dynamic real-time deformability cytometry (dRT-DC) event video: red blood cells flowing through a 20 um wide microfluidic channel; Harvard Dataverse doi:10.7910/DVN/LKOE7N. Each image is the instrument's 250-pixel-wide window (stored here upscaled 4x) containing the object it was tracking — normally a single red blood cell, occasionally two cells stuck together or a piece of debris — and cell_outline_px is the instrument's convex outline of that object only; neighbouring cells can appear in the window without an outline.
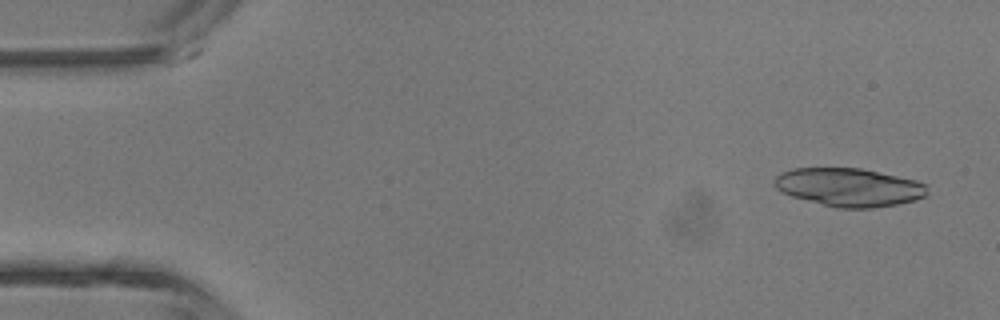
{"species": "common noctule bat (a hibernating species)", "species_latin": "Nyctalus noctula", "temperature_condition": "room temperature", "stored_images_in_passage": 4, "camera_frame_rate_fps": 3000, "um_per_image_px": 0.085, "animal": {"sex": "male", "body_mass_g": 13.3}, "frame": {"image": 1, "passage_image": 1, "time_ms": 0.0, "image_size_px": [1000, 320], "cell_outline_px": [[924, 196], [916, 200], [896, 204], [872, 208], [836, 208], [792, 196], [780, 192], [772, 184], [772, 180], [780, 172], [792, 168], [860, 168], [916, 180], [924, 184]], "centroid_in_image_um": [72.07, 15.91], "position_along_channel_um": 12.9, "area_um2": 33.99}}